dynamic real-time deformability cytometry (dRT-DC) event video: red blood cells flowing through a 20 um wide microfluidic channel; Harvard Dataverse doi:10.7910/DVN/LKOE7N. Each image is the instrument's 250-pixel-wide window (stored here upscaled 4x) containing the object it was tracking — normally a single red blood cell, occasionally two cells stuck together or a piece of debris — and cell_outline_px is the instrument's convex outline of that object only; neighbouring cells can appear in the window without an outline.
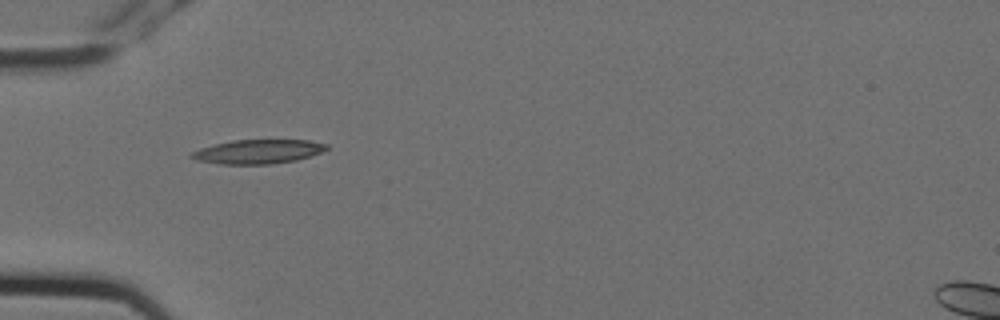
{"species": "Egyptian fruit bat (a non-hibernating species)", "species_latin": "Rousettus aegyptiacus", "temperature_condition": "cold", "stored_images_in_passage": 2, "camera_frame_rate_fps": 3000, "um_per_image_px": 0.085, "animal": {"sex": "female"}, "frame": {"image": 1, "passage_image": 1, "time_ms": 0.0, "image_size_px": [1000, 320], "cell_outline_px": [[328, 148], [320, 152], [296, 160], [272, 164], [220, 164], [196, 160], [188, 156], [192, 152], [200, 148], [232, 140], [308, 140], [328, 144]], "centroid_in_image_um": [21.91, 12.89], "position_along_channel_um": 63.1, "area_um2": 18.84}}